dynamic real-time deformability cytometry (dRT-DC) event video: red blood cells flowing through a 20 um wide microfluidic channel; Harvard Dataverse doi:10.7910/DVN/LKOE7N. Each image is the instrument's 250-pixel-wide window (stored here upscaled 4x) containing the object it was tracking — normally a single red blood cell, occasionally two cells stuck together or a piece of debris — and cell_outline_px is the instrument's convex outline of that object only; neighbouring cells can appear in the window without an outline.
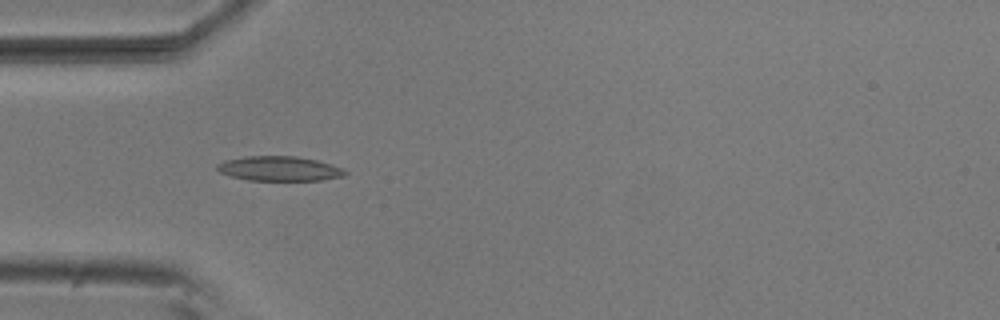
{"species": "common noctule bat (a hibernating species)", "species_latin": "Nyctalus noctula", "temperature_condition": "room temperature", "stored_images_in_passage": 6, "camera_frame_rate_fps": 3000, "um_per_image_px": 0.085, "animal": {"sex": "male", "body_mass_g": 20.5, "forearm_length_mm": 52.5}, "frame": {"image": 1, "passage_image": 5, "time_ms": 1.333, "image_size_px": [1000, 320], "cell_outline_px": [[348, 172], [344, 176], [320, 180], [248, 180], [232, 176], [220, 172], [216, 168], [216, 164], [224, 160], [248, 156], [296, 156], [316, 160], [332, 164]], "centroid_in_image_um": [23.73, 14.33], "position_along_channel_um": 61.3, "area_um2": 18.26}}
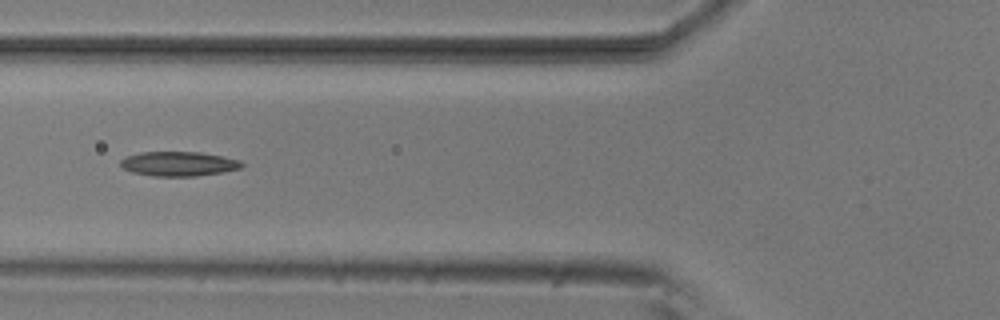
{"frame": {"image": 2, "passage_image": 6, "time_ms": 1.667, "image_size_px": [1000, 320], "cell_outline_px": [[244, 164], [240, 168], [224, 172], [196, 176], [152, 176], [132, 172], [124, 168], [120, 164], [120, 160], [124, 156], [140, 152], [200, 152], [224, 156], [240, 160]], "centroid_in_image_um": [15.18, 13.92], "position_along_channel_um": 110.6, "area_um2": 17.46}}